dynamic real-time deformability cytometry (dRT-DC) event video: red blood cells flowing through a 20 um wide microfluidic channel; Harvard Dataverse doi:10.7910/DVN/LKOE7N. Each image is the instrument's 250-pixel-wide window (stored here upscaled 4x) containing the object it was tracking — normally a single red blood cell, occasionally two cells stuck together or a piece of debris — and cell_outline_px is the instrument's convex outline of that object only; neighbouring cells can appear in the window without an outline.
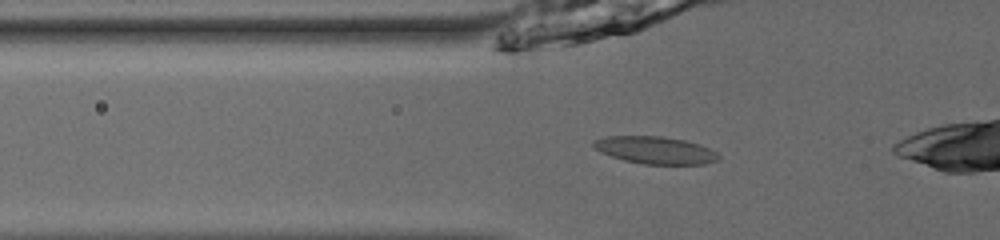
{"species": "common noctule bat (a hibernating species)", "species_latin": "Nyctalus noctula", "temperature_condition": "room temperature", "stored_images_in_passage": 6, "camera_frame_rate_fps": 3000, "um_per_image_px": 0.085, "animal": {"sex": "male", "body_mass_g": 13.0, "forearm_length_mm": 53.1}, "frame": {"image": 1, "passage_image": 3, "time_ms": 0.667, "image_size_px": [1000, 240], "cell_outline_px": [[720, 160], [704, 164], [644, 164], [624, 160], [612, 156], [596, 148], [592, 144], [592, 140], [604, 136], [664, 136], [684, 140], [700, 144], [716, 152], [720, 156]], "centroid_in_image_um": [55.73, 12.75], "position_along_channel_um": 70.1, "area_um2": 19.88}}